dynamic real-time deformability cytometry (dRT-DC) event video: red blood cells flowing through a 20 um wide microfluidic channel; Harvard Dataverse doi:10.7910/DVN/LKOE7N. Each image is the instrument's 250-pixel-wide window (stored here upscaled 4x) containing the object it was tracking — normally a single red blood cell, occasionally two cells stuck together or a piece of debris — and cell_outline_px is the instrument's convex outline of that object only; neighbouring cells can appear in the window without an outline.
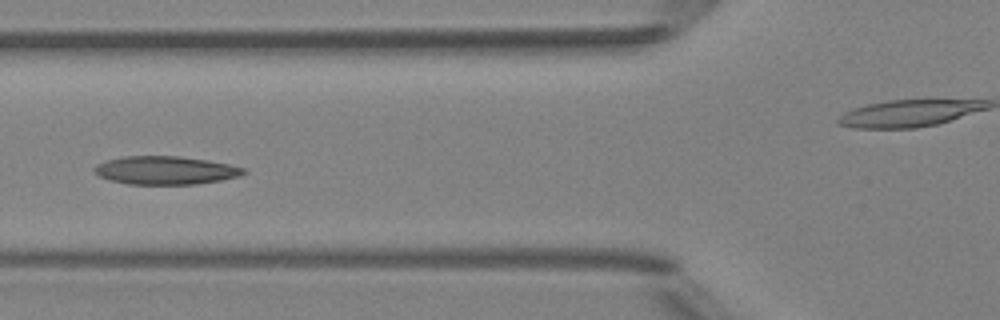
{"species": "Egyptian fruit bat (a non-hibernating species)", "species_latin": "Rousettus aegyptiacus", "temperature_condition": "room temperature", "stored_images_in_passage": 6, "camera_frame_rate_fps": 3000, "um_per_image_px": 0.085, "animal": {"sex": "female"}, "frame": {"image": 1, "passage_image": 5, "time_ms": 4.667, "image_size_px": [1000, 320], "cell_outline_px": [[248, 172], [240, 176], [220, 180], [196, 184], [128, 184], [112, 180], [100, 176], [92, 172], [92, 168], [96, 164], [104, 160], [120, 156], [180, 156], [208, 160], [228, 164], [244, 168]], "centroid_in_image_um": [14.03, 14.46], "position_along_channel_um": 111.8, "area_um2": 24.74}}
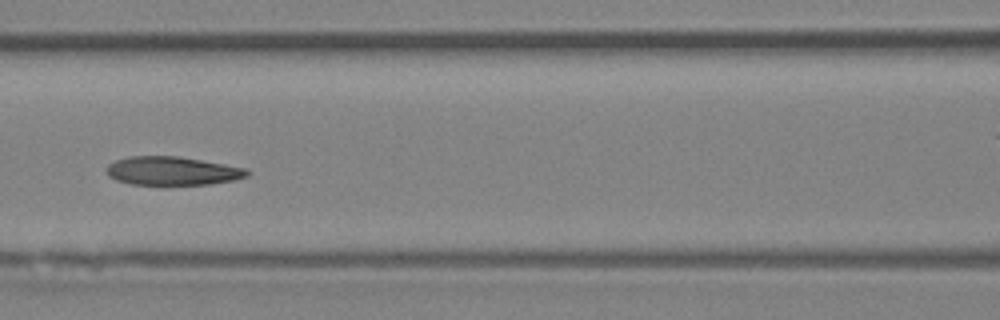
{"frame": {"image": 2, "passage_image": 6, "time_ms": 5.667, "image_size_px": [1000, 320], "cell_outline_px": [[248, 176], [236, 180], [208, 184], [164, 188], [132, 184], [116, 180], [108, 176], [104, 168], [108, 164], [116, 160], [128, 156], [176, 156], [248, 168]], "centroid_in_image_um": [14.6, 14.58], "position_along_channel_um": 152.0, "area_um2": 24.45}}